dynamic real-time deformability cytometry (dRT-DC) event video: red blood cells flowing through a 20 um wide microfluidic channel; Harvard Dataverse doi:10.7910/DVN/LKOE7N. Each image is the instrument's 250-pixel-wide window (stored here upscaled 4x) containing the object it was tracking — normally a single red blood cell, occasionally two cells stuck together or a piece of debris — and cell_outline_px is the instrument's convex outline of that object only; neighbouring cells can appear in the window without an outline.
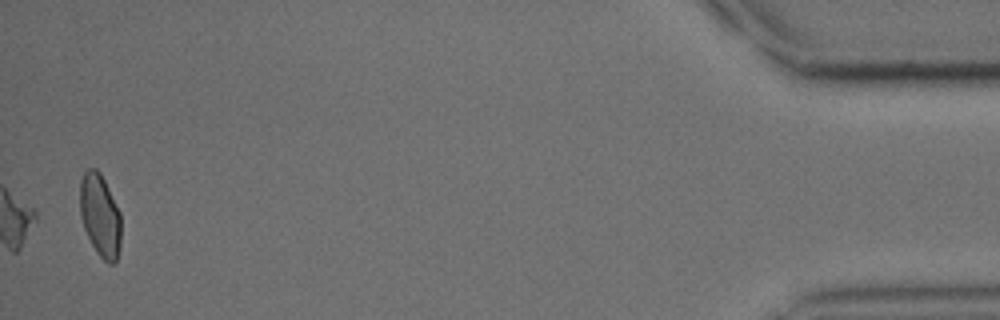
{"species": "common noctule bat (a hibernating species)", "species_latin": "Nyctalus noctula", "temperature_condition": "cold", "stored_images_in_passage": 33, "camera_frame_rate_fps": 3000, "um_per_image_px": 0.085, "animal": {"sex": "male", "body_mass_g": 15.6}, "frame": {"image": 1, "passage_image": 33, "time_ms": 10.667, "image_size_px": [1000, 320], "cell_outline_px": [[120, 248], [116, 260], [112, 264], [108, 264], [96, 252], [84, 228], [80, 216], [80, 180], [84, 172], [88, 168], [96, 168], [100, 172], [120, 212]], "centroid_in_image_um": [8.5, 18.31], "position_along_channel_um": 426.7, "area_um2": 19.77}}